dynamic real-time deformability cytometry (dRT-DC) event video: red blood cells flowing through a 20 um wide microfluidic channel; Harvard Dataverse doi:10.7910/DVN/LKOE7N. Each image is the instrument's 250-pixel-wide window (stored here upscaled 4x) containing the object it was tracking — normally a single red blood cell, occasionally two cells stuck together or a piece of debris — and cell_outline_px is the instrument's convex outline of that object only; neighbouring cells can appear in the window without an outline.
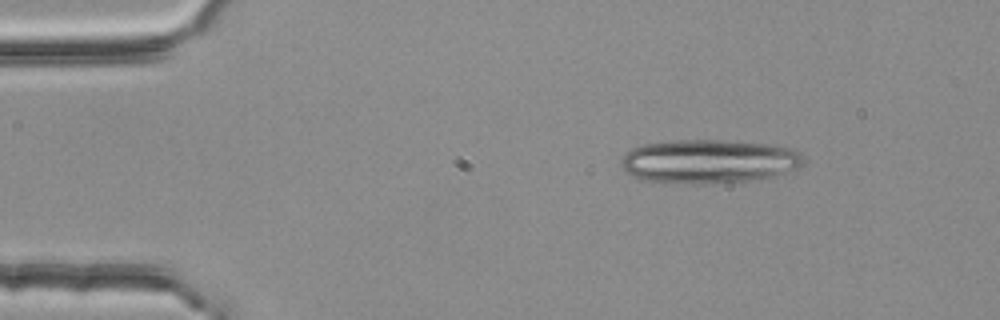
{"species": "common noctule bat (a hibernating species)", "species_latin": "Nyctalus noctula", "temperature_condition": "room temperature", "stored_images_in_passage": 3, "camera_frame_rate_fps": 3000, "um_per_image_px": 0.085, "animal": {"sex": "female", "body_mass_g": 25.1}, "frame": {"image": 1, "passage_image": 1, "time_ms": 0.0, "image_size_px": [1000, 320], "cell_outline_px": [[804, 160], [796, 168], [760, 180], [716, 184], [680, 184], [644, 180], [632, 176], [620, 164], [620, 160], [632, 148], [644, 144], [676, 140], [720, 140], [764, 144], [792, 148], [800, 152], [804, 156]], "centroid_in_image_um": [60.25, 13.74], "position_along_channel_um": 24.8, "area_um2": 46.82}}